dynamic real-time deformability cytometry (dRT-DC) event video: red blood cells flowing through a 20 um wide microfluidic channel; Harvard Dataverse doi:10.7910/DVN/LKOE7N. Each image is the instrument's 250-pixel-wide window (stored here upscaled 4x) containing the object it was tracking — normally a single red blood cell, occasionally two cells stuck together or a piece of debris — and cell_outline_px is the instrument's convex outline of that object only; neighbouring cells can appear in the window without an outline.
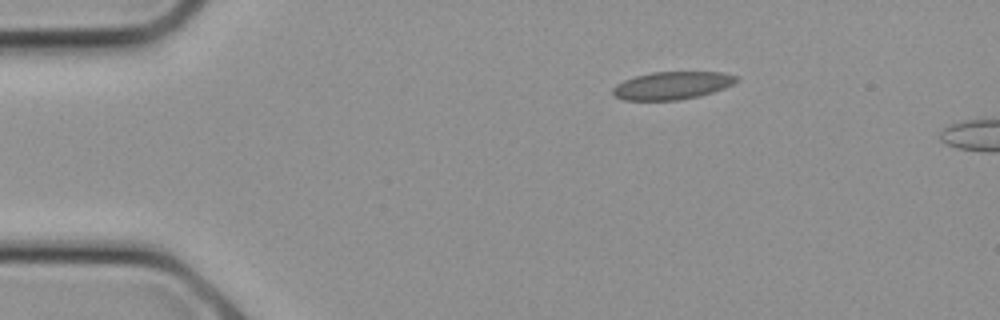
{"species": "common noctule bat (a hibernating species)", "species_latin": "Nyctalus noctula", "temperature_condition": "cold", "stored_images_in_passage": 3, "camera_frame_rate_fps": 3000, "um_per_image_px": 0.085, "animal": {"sex": "female", "body_mass_g": 21.9}, "frame": {"image": 1, "passage_image": 1, "time_ms": 0.0, "image_size_px": [1000, 320], "cell_outline_px": [[740, 80], [724, 88], [700, 96], [676, 100], [624, 100], [616, 96], [612, 92], [612, 88], [616, 84], [624, 80], [636, 76], [652, 72], [724, 72], [740, 76]], "centroid_in_image_um": [57.17, 7.26], "position_along_channel_um": 27.8, "area_um2": 20.06}}